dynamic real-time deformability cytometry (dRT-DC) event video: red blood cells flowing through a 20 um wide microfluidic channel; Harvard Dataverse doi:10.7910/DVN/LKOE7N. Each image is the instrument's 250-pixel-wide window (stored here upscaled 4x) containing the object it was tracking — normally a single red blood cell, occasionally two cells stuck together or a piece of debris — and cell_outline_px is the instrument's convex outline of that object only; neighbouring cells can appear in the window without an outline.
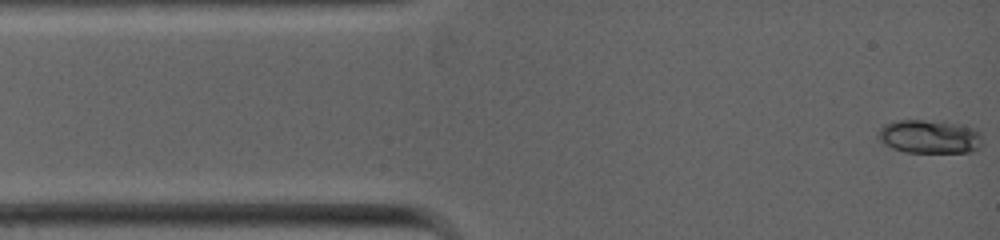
{"species": "common noctule bat (a hibernating species)", "species_latin": "Nyctalus noctula", "temperature_condition": "warm", "stored_images_in_passage": 42, "camera_frame_rate_fps": 5000, "um_per_image_px": 0.085, "animal": {"sex": "female", "body_mass_g": 19.0, "forearm_length_mm": 53.3}, "frame": {"image": 1, "passage_image": 1, "time_ms": 0.0, "image_size_px": [1000, 240], "cell_outline_px": [[980, 148], [972, 152], [904, 152], [892, 148], [876, 140], [876, 132], [884, 124], [892, 120], [944, 120], [960, 124], [972, 128], [980, 136]], "centroid_in_image_um": [78.92, 11.6], "position_along_channel_um": 6.1, "area_um2": 20.81}}
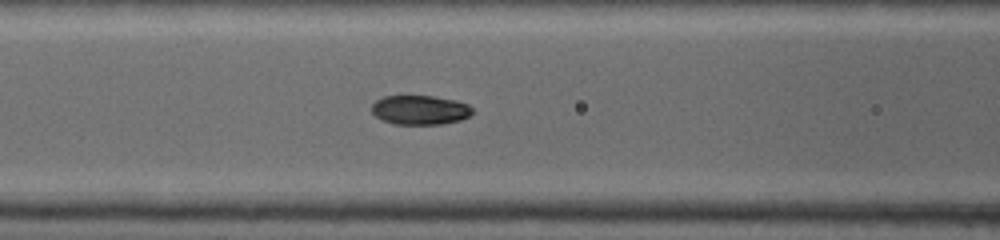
{"frame": {"image": 2, "passage_image": 22, "time_ms": 3.8, "image_size_px": [1000, 240], "cell_outline_px": [[476, 112], [472, 116], [460, 120], [444, 124], [392, 124], [376, 116], [372, 112], [372, 104], [376, 100], [384, 96], [432, 96], [456, 100], [468, 104]], "centroid_in_image_um": [35.76, 9.35], "position_along_channel_um": 130.8, "area_um2": 17.4}}
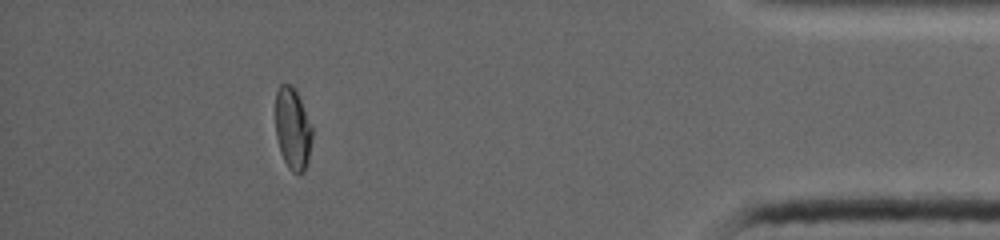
{"frame": {"image": 3, "passage_image": 37, "time_ms": 10.4, "image_size_px": [1000, 240], "cell_outline_px": [[312, 140], [308, 160], [304, 172], [292, 172], [288, 168], [280, 152], [276, 136], [276, 92], [280, 84], [292, 84], [296, 88], [312, 128]], "centroid_in_image_um": [24.88, 10.92], "position_along_channel_um": 410.3, "area_um2": 17.57}}